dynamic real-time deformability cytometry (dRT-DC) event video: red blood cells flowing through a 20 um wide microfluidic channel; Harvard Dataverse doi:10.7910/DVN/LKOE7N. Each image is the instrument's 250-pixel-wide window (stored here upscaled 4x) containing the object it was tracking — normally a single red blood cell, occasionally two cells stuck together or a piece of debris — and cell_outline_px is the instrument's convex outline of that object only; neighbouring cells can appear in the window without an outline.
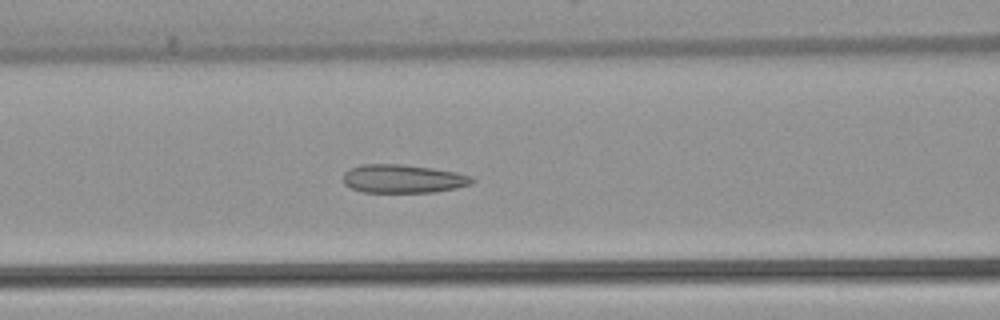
{"species": "common noctule bat (a hibernating species)", "species_latin": "Nyctalus noctula", "temperature_condition": "warm", "stored_images_in_passage": 26, "camera_frame_rate_fps": 3000, "um_per_image_px": 0.085, "animal": {"sex": "female", "body_mass_g": 22.7, "forearm_length_mm": 54.2}, "frame": {"image": 1, "passage_image": 22, "time_ms": 7.0, "image_size_px": [1000, 320], "cell_outline_px": [[476, 180], [472, 184], [456, 188], [432, 192], [364, 192], [352, 188], [344, 184], [344, 172], [348, 168], [360, 164], [400, 164], [432, 168], [456, 172], [472, 176]], "centroid_in_image_um": [34.26, 15.19], "position_along_channel_um": 132.3, "area_um2": 21.44}}
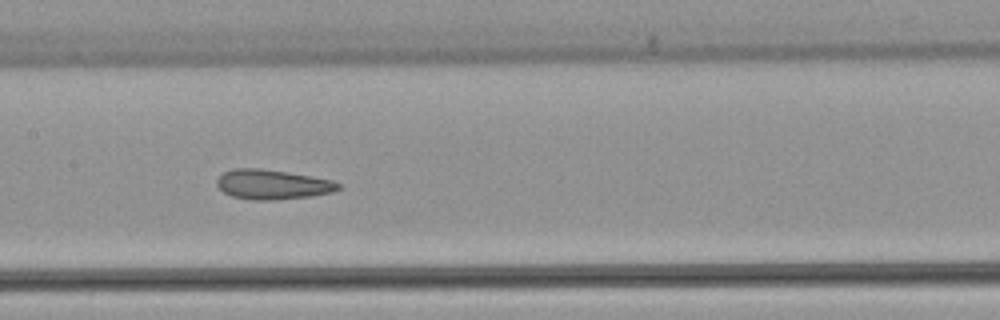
{"frame": {"image": 2, "passage_image": 26, "time_ms": 8.333, "image_size_px": [1000, 320], "cell_outline_px": [[340, 188], [332, 192], [312, 196], [272, 200], [252, 200], [232, 196], [224, 192], [216, 184], [216, 180], [224, 172], [232, 168], [260, 168], [288, 172], [312, 176], [332, 180], [340, 184]], "centroid_in_image_um": [23.15, 15.67], "position_along_channel_um": 184.2, "area_um2": 21.04}}